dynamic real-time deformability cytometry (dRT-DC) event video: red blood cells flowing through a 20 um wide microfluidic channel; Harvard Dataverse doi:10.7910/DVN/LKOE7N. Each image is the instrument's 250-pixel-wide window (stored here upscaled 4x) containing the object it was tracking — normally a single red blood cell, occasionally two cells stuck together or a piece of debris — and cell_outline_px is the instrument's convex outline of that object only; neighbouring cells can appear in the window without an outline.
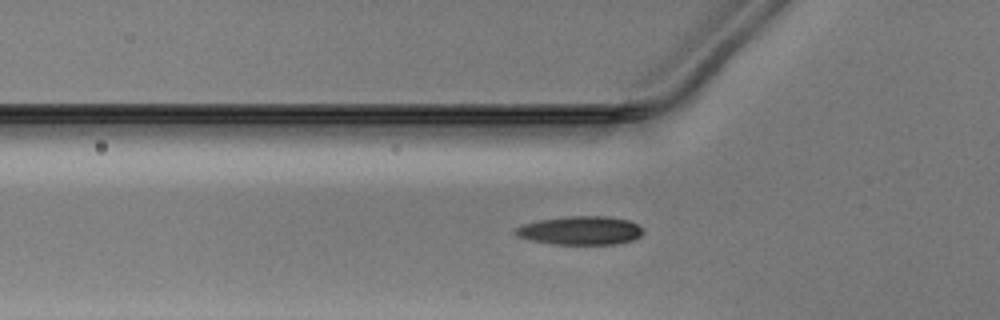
{"species": "Egyptian fruit bat (a non-hibernating species)", "species_latin": "Rousettus aegyptiacus", "temperature_condition": "warm", "stored_images_in_passage": 48, "camera_frame_rate_fps": 3000, "um_per_image_px": 0.085, "animal": {"sex": "male"}, "frame": {"image": 1, "passage_image": 15, "time_ms": 4.667, "image_size_px": [1000, 320], "cell_outline_px": [[644, 232], [640, 236], [632, 240], [616, 244], [552, 244], [532, 240], [516, 236], [512, 232], [512, 228], [524, 224], [540, 220], [564, 216], [604, 216], [628, 220], [644, 228]], "centroid_in_image_um": [49.3, 19.59], "position_along_channel_um": 76.5, "area_um2": 21.39}}
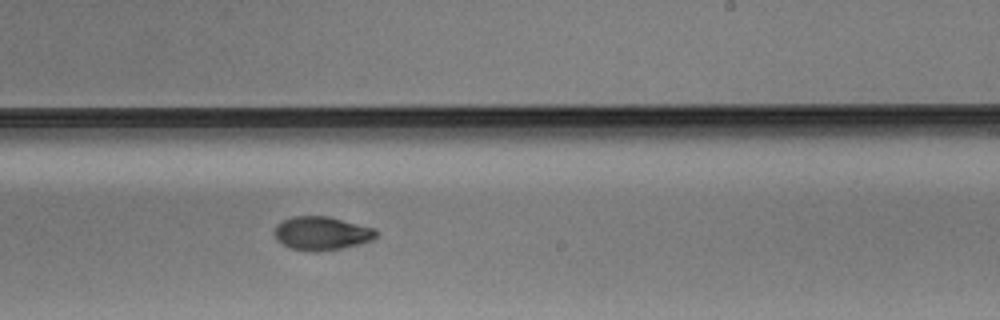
{"frame": {"image": 2, "passage_image": 29, "time_ms": 9.333, "image_size_px": [1000, 320], "cell_outline_px": [[376, 236], [372, 240], [360, 244], [320, 252], [316, 252], [292, 248], [280, 244], [276, 240], [276, 224], [292, 216], [328, 216], [376, 228]], "centroid_in_image_um": [27.35, 19.83], "position_along_channel_um": 261.7, "area_um2": 19.88}}
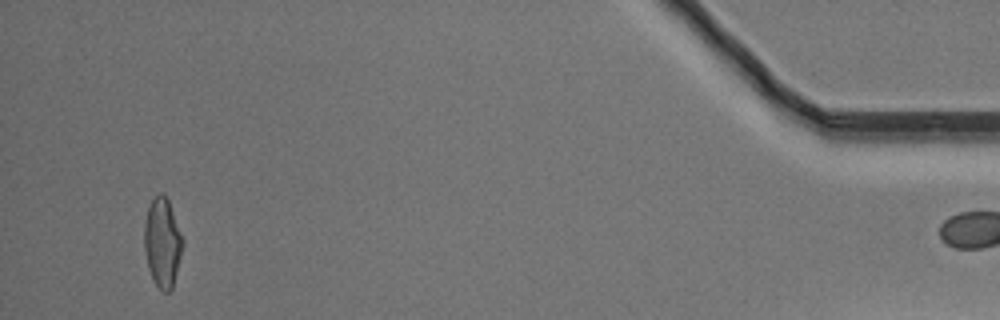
{"frame": {"image": 3, "passage_image": 47, "time_ms": 15.333, "image_size_px": [1000, 320], "cell_outline_px": [[184, 244], [172, 288], [168, 292], [164, 292], [156, 284], [148, 268], [144, 248], [144, 224], [148, 208], [152, 200], [160, 192], [164, 192], [168, 200], [184, 240]], "centroid_in_image_um": [13.81, 20.6], "position_along_channel_um": 421.4, "area_um2": 19.83}}